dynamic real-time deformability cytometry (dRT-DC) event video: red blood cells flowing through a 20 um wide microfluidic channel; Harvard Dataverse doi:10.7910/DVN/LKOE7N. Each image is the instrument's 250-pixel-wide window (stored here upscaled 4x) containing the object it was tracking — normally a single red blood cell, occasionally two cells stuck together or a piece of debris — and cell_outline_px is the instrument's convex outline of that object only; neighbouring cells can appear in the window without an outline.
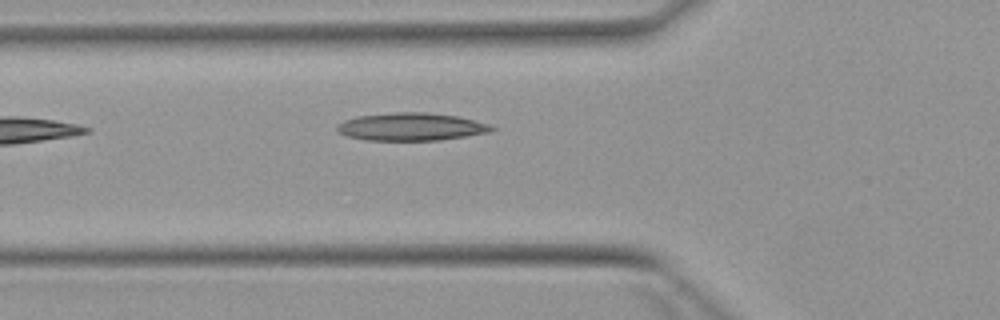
{"species": "Egyptian fruit bat (a non-hibernating species)", "species_latin": "Rousettus aegyptiacus", "temperature_condition": "warm", "stored_images_in_passage": 2, "camera_frame_rate_fps": 3000, "um_per_image_px": 0.085, "animal": {"sex": "female"}, "frame": {"image": 1, "passage_image": 2, "time_ms": 1.333, "image_size_px": [1000, 320], "cell_outline_px": [[496, 128], [492, 132], [440, 140], [364, 140], [344, 136], [336, 132], [336, 124], [344, 120], [356, 116], [392, 112], [424, 112], [456, 116], [492, 124]], "centroid_in_image_um": [34.91, 10.77], "position_along_channel_um": 90.9, "area_um2": 25.37}}